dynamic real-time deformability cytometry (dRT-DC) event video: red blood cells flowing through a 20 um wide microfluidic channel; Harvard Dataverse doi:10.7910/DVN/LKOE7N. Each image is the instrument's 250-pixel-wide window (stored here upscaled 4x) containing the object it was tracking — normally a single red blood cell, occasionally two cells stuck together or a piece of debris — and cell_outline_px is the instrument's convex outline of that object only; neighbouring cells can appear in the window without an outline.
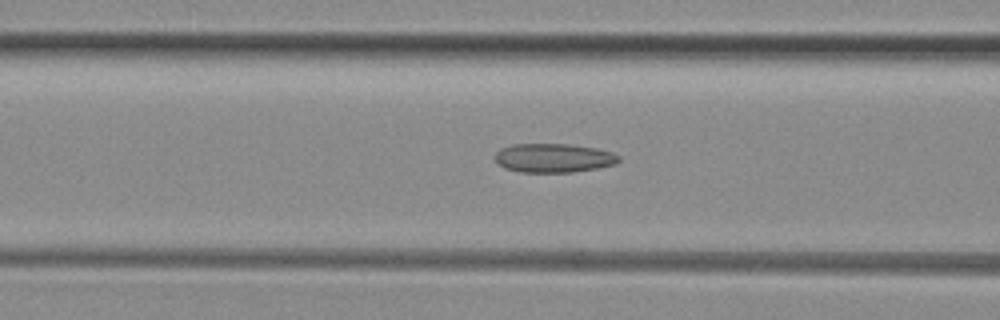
{"species": "common noctule bat (a hibernating species)", "species_latin": "Nyctalus noctula", "temperature_condition": "room temperature", "stored_images_in_passage": 23, "camera_frame_rate_fps": 3000, "um_per_image_px": 0.085, "animal": {"sex": "female", "body_mass_g": 29.2, "forearm_length_mm": 56.3}, "frame": {"image": 1, "passage_image": 12, "time_ms": 3.667, "image_size_px": [1000, 320], "cell_outline_px": [[620, 160], [616, 164], [596, 168], [572, 172], [520, 172], [504, 168], [496, 164], [492, 156], [500, 148], [512, 144], [568, 144], [596, 148], [612, 152], [620, 156]], "centroid_in_image_um": [47.0, 13.42], "position_along_channel_um": 119.6, "area_um2": 21.15}}
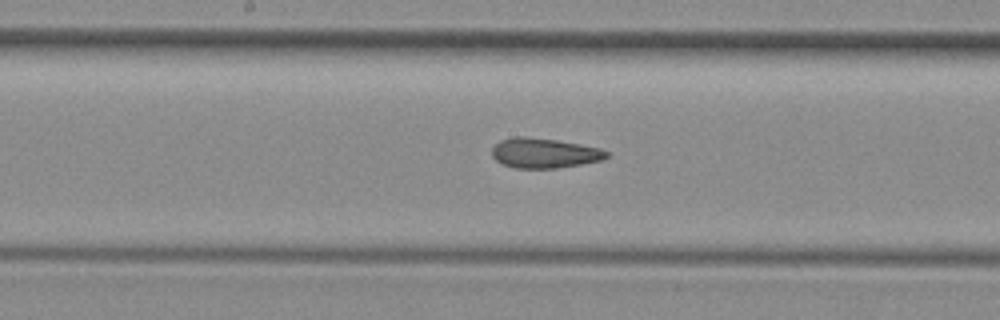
{"frame": {"image": 2, "passage_image": 18, "time_ms": 5.667, "image_size_px": [1000, 320], "cell_outline_px": [[608, 156], [604, 160], [556, 168], [512, 168], [496, 160], [492, 156], [492, 148], [500, 140], [516, 136], [524, 136], [556, 140], [580, 144], [600, 148], [608, 152]], "centroid_in_image_um": [46.26, 13.01], "position_along_channel_um": 201.9, "area_um2": 19.94}}
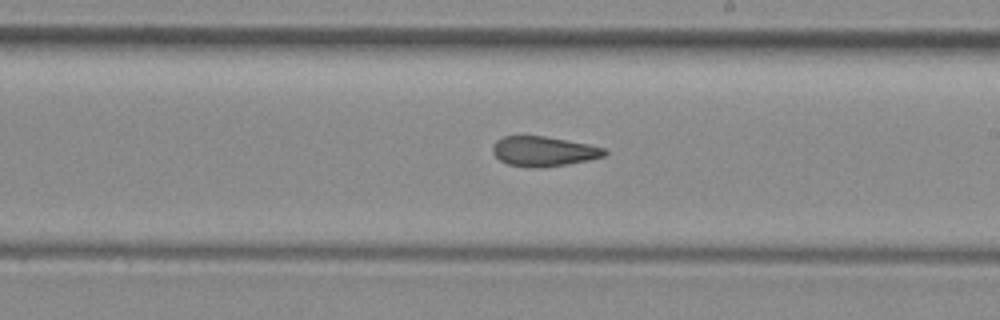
{"frame": {"image": 3, "passage_image": 21, "time_ms": 6.667, "image_size_px": [1000, 320], "cell_outline_px": [[608, 152], [604, 156], [588, 160], [568, 164], [544, 168], [528, 168], [508, 164], [500, 160], [492, 152], [492, 148], [496, 140], [504, 136], [544, 136], [588, 144], [608, 148]], "centroid_in_image_um": [46.22, 12.87], "position_along_channel_um": 242.8, "area_um2": 19.65}}